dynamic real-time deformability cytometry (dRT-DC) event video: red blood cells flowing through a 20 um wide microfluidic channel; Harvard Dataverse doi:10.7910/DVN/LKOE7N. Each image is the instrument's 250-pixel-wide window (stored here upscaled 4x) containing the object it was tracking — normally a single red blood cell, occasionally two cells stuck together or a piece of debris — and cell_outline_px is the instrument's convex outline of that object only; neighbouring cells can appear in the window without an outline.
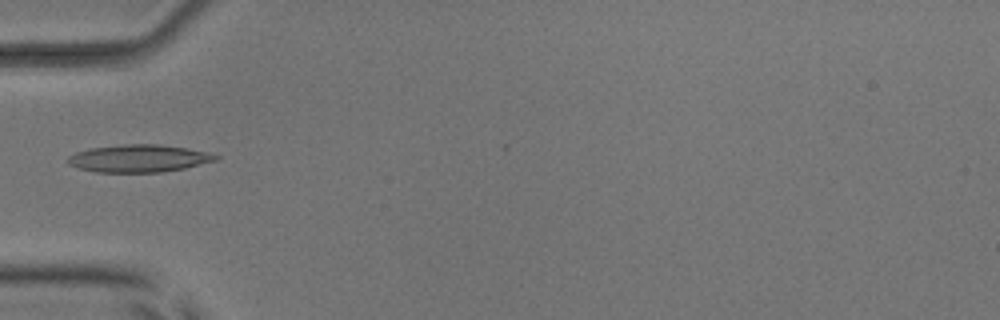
{"species": "common noctule bat (a hibernating species)", "species_latin": "Nyctalus noctula", "temperature_condition": "room temperature", "stored_images_in_passage": 4, "camera_frame_rate_fps": 3000, "um_per_image_px": 0.085, "animal": {"sex": "male", "body_mass_g": 17.9, "forearm_length_mm": 54.2}, "frame": {"image": 1, "passage_image": 1, "time_ms": 0.0, "image_size_px": [1000, 320], "cell_outline_px": [[220, 156], [216, 160], [184, 168], [160, 172], [96, 172], [80, 168], [68, 164], [64, 160], [68, 156], [76, 152], [92, 148], [124, 144], [160, 144], [188, 148]], "centroid_in_image_um": [11.75, 13.46], "position_along_channel_um": 73.2, "area_um2": 23.52}}